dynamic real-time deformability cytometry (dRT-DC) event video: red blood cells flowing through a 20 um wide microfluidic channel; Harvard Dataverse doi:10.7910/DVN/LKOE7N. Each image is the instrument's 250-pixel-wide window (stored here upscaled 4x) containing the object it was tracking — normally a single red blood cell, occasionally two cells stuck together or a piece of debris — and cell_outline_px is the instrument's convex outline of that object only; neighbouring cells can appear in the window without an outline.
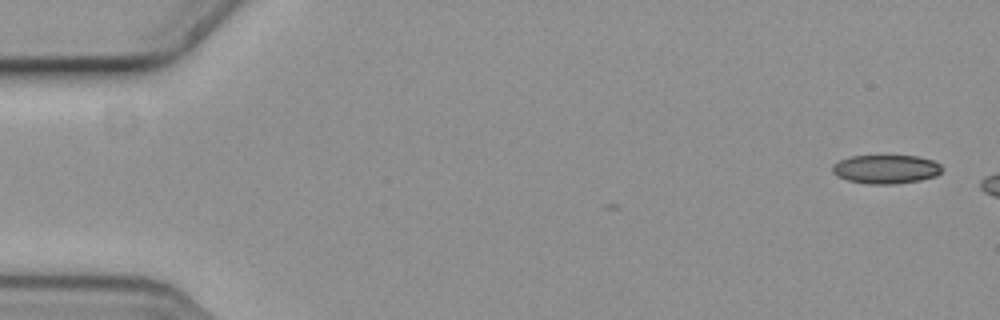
{"species": "common noctule bat (a hibernating species)", "species_latin": "Nyctalus noctula", "temperature_condition": "cold", "stored_images_in_passage": 3, "camera_frame_rate_fps": 3000, "um_per_image_px": 0.085, "animal": {"sex": "female", "body_mass_g": 19.3, "forearm_length_mm": 54.1}, "frame": {"image": 1, "passage_image": 1, "time_ms": 0.0, "image_size_px": [1000, 320], "cell_outline_px": [[944, 168], [936, 176], [920, 180], [892, 184], [872, 184], [848, 180], [836, 176], [832, 172], [832, 164], [840, 160], [852, 156], [916, 156], [932, 160], [940, 164]], "centroid_in_image_um": [75.3, 14.38], "position_along_channel_um": 9.7, "area_um2": 18.32}}